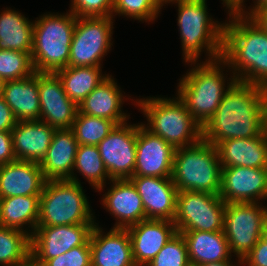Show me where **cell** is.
Masks as SVG:
<instances>
[{"label": "cell", "mask_w": 267, "mask_h": 266, "mask_svg": "<svg viewBox=\"0 0 267 266\" xmlns=\"http://www.w3.org/2000/svg\"><path fill=\"white\" fill-rule=\"evenodd\" d=\"M2 83H3V81L0 79V89H1Z\"/></svg>", "instance_id": "cell-50"}, {"label": "cell", "mask_w": 267, "mask_h": 266, "mask_svg": "<svg viewBox=\"0 0 267 266\" xmlns=\"http://www.w3.org/2000/svg\"><path fill=\"white\" fill-rule=\"evenodd\" d=\"M31 236L20 229L0 226V265L14 266L30 255Z\"/></svg>", "instance_id": "cell-32"}, {"label": "cell", "mask_w": 267, "mask_h": 266, "mask_svg": "<svg viewBox=\"0 0 267 266\" xmlns=\"http://www.w3.org/2000/svg\"><path fill=\"white\" fill-rule=\"evenodd\" d=\"M184 237L190 265L231 261L228 241L224 231H177ZM231 257V258H230Z\"/></svg>", "instance_id": "cell-27"}, {"label": "cell", "mask_w": 267, "mask_h": 266, "mask_svg": "<svg viewBox=\"0 0 267 266\" xmlns=\"http://www.w3.org/2000/svg\"><path fill=\"white\" fill-rule=\"evenodd\" d=\"M267 217V206L262 203H227L224 214V234L230 253L241 265L243 258L260 239L261 228Z\"/></svg>", "instance_id": "cell-11"}, {"label": "cell", "mask_w": 267, "mask_h": 266, "mask_svg": "<svg viewBox=\"0 0 267 266\" xmlns=\"http://www.w3.org/2000/svg\"><path fill=\"white\" fill-rule=\"evenodd\" d=\"M90 246H77L60 256L48 259L43 266H91Z\"/></svg>", "instance_id": "cell-38"}, {"label": "cell", "mask_w": 267, "mask_h": 266, "mask_svg": "<svg viewBox=\"0 0 267 266\" xmlns=\"http://www.w3.org/2000/svg\"><path fill=\"white\" fill-rule=\"evenodd\" d=\"M134 262L146 266L163 246L177 233L176 225L170 220L146 219L127 228Z\"/></svg>", "instance_id": "cell-19"}, {"label": "cell", "mask_w": 267, "mask_h": 266, "mask_svg": "<svg viewBox=\"0 0 267 266\" xmlns=\"http://www.w3.org/2000/svg\"><path fill=\"white\" fill-rule=\"evenodd\" d=\"M267 266V242L259 239L252 250L243 258L241 265Z\"/></svg>", "instance_id": "cell-39"}, {"label": "cell", "mask_w": 267, "mask_h": 266, "mask_svg": "<svg viewBox=\"0 0 267 266\" xmlns=\"http://www.w3.org/2000/svg\"><path fill=\"white\" fill-rule=\"evenodd\" d=\"M103 194L102 205L115 217L113 228L127 229L145 220L142 199L130 179H113Z\"/></svg>", "instance_id": "cell-20"}, {"label": "cell", "mask_w": 267, "mask_h": 266, "mask_svg": "<svg viewBox=\"0 0 267 266\" xmlns=\"http://www.w3.org/2000/svg\"><path fill=\"white\" fill-rule=\"evenodd\" d=\"M265 4H267V0H255L254 6L249 7L248 11H245L242 16H250L256 9Z\"/></svg>", "instance_id": "cell-46"}, {"label": "cell", "mask_w": 267, "mask_h": 266, "mask_svg": "<svg viewBox=\"0 0 267 266\" xmlns=\"http://www.w3.org/2000/svg\"><path fill=\"white\" fill-rule=\"evenodd\" d=\"M225 207L219 195L179 191L173 222L177 231H223Z\"/></svg>", "instance_id": "cell-10"}, {"label": "cell", "mask_w": 267, "mask_h": 266, "mask_svg": "<svg viewBox=\"0 0 267 266\" xmlns=\"http://www.w3.org/2000/svg\"><path fill=\"white\" fill-rule=\"evenodd\" d=\"M89 245L91 266H137L127 229L111 228L105 233L96 223L90 234Z\"/></svg>", "instance_id": "cell-18"}, {"label": "cell", "mask_w": 267, "mask_h": 266, "mask_svg": "<svg viewBox=\"0 0 267 266\" xmlns=\"http://www.w3.org/2000/svg\"><path fill=\"white\" fill-rule=\"evenodd\" d=\"M120 89L114 78L108 76L78 105V111L109 119L116 125L127 122L130 115L121 109L126 98Z\"/></svg>", "instance_id": "cell-24"}, {"label": "cell", "mask_w": 267, "mask_h": 266, "mask_svg": "<svg viewBox=\"0 0 267 266\" xmlns=\"http://www.w3.org/2000/svg\"><path fill=\"white\" fill-rule=\"evenodd\" d=\"M231 261H223V262H212V263H207V264H202V265H199V266H236L235 264H232V263H235V262H231Z\"/></svg>", "instance_id": "cell-47"}, {"label": "cell", "mask_w": 267, "mask_h": 266, "mask_svg": "<svg viewBox=\"0 0 267 266\" xmlns=\"http://www.w3.org/2000/svg\"><path fill=\"white\" fill-rule=\"evenodd\" d=\"M187 245L181 233H176L146 266H189Z\"/></svg>", "instance_id": "cell-36"}, {"label": "cell", "mask_w": 267, "mask_h": 266, "mask_svg": "<svg viewBox=\"0 0 267 266\" xmlns=\"http://www.w3.org/2000/svg\"><path fill=\"white\" fill-rule=\"evenodd\" d=\"M174 152L175 149L170 144L138 123L133 177L171 178Z\"/></svg>", "instance_id": "cell-15"}, {"label": "cell", "mask_w": 267, "mask_h": 266, "mask_svg": "<svg viewBox=\"0 0 267 266\" xmlns=\"http://www.w3.org/2000/svg\"><path fill=\"white\" fill-rule=\"evenodd\" d=\"M137 124L115 125L97 145L109 179L133 177L136 161Z\"/></svg>", "instance_id": "cell-12"}, {"label": "cell", "mask_w": 267, "mask_h": 266, "mask_svg": "<svg viewBox=\"0 0 267 266\" xmlns=\"http://www.w3.org/2000/svg\"><path fill=\"white\" fill-rule=\"evenodd\" d=\"M190 65L192 69L179 79L176 94L178 93L188 112L202 127L215 113L236 78L233 74L230 78L224 76L222 58L211 62H191Z\"/></svg>", "instance_id": "cell-4"}, {"label": "cell", "mask_w": 267, "mask_h": 266, "mask_svg": "<svg viewBox=\"0 0 267 266\" xmlns=\"http://www.w3.org/2000/svg\"><path fill=\"white\" fill-rule=\"evenodd\" d=\"M38 92L39 120L56 129L71 128L78 106L65 93L58 75L52 72H39Z\"/></svg>", "instance_id": "cell-16"}, {"label": "cell", "mask_w": 267, "mask_h": 266, "mask_svg": "<svg viewBox=\"0 0 267 266\" xmlns=\"http://www.w3.org/2000/svg\"><path fill=\"white\" fill-rule=\"evenodd\" d=\"M264 87L236 80L202 126V139L216 146L228 139L258 137L263 131Z\"/></svg>", "instance_id": "cell-1"}, {"label": "cell", "mask_w": 267, "mask_h": 266, "mask_svg": "<svg viewBox=\"0 0 267 266\" xmlns=\"http://www.w3.org/2000/svg\"><path fill=\"white\" fill-rule=\"evenodd\" d=\"M34 21L22 13L6 8L0 13V49L31 53Z\"/></svg>", "instance_id": "cell-29"}, {"label": "cell", "mask_w": 267, "mask_h": 266, "mask_svg": "<svg viewBox=\"0 0 267 266\" xmlns=\"http://www.w3.org/2000/svg\"><path fill=\"white\" fill-rule=\"evenodd\" d=\"M114 0H71L70 10L77 17L112 16Z\"/></svg>", "instance_id": "cell-37"}, {"label": "cell", "mask_w": 267, "mask_h": 266, "mask_svg": "<svg viewBox=\"0 0 267 266\" xmlns=\"http://www.w3.org/2000/svg\"><path fill=\"white\" fill-rule=\"evenodd\" d=\"M130 180L142 199L145 220L174 221L178 190L171 178L139 176Z\"/></svg>", "instance_id": "cell-17"}, {"label": "cell", "mask_w": 267, "mask_h": 266, "mask_svg": "<svg viewBox=\"0 0 267 266\" xmlns=\"http://www.w3.org/2000/svg\"><path fill=\"white\" fill-rule=\"evenodd\" d=\"M262 113H263V131L267 137V92L264 90L263 104H262Z\"/></svg>", "instance_id": "cell-44"}, {"label": "cell", "mask_w": 267, "mask_h": 266, "mask_svg": "<svg viewBox=\"0 0 267 266\" xmlns=\"http://www.w3.org/2000/svg\"><path fill=\"white\" fill-rule=\"evenodd\" d=\"M14 266H43L39 261H37L31 254L22 262L17 263Z\"/></svg>", "instance_id": "cell-45"}, {"label": "cell", "mask_w": 267, "mask_h": 266, "mask_svg": "<svg viewBox=\"0 0 267 266\" xmlns=\"http://www.w3.org/2000/svg\"><path fill=\"white\" fill-rule=\"evenodd\" d=\"M260 239L267 242V217L264 220V223H263L262 228H261Z\"/></svg>", "instance_id": "cell-48"}, {"label": "cell", "mask_w": 267, "mask_h": 266, "mask_svg": "<svg viewBox=\"0 0 267 266\" xmlns=\"http://www.w3.org/2000/svg\"><path fill=\"white\" fill-rule=\"evenodd\" d=\"M113 17H77L73 32L68 66H101L113 45Z\"/></svg>", "instance_id": "cell-9"}, {"label": "cell", "mask_w": 267, "mask_h": 266, "mask_svg": "<svg viewBox=\"0 0 267 266\" xmlns=\"http://www.w3.org/2000/svg\"><path fill=\"white\" fill-rule=\"evenodd\" d=\"M56 128L42 120L17 121L11 131L16 160L39 163L44 159Z\"/></svg>", "instance_id": "cell-23"}, {"label": "cell", "mask_w": 267, "mask_h": 266, "mask_svg": "<svg viewBox=\"0 0 267 266\" xmlns=\"http://www.w3.org/2000/svg\"><path fill=\"white\" fill-rule=\"evenodd\" d=\"M39 72L24 79L2 83L0 95L11 108L17 121L39 120Z\"/></svg>", "instance_id": "cell-26"}, {"label": "cell", "mask_w": 267, "mask_h": 266, "mask_svg": "<svg viewBox=\"0 0 267 266\" xmlns=\"http://www.w3.org/2000/svg\"><path fill=\"white\" fill-rule=\"evenodd\" d=\"M78 146L71 128L56 129L47 153L40 162L44 178L46 180L69 179L81 184L77 174L73 172Z\"/></svg>", "instance_id": "cell-21"}, {"label": "cell", "mask_w": 267, "mask_h": 266, "mask_svg": "<svg viewBox=\"0 0 267 266\" xmlns=\"http://www.w3.org/2000/svg\"><path fill=\"white\" fill-rule=\"evenodd\" d=\"M163 5L159 0H114L112 17L124 15L134 20L155 21Z\"/></svg>", "instance_id": "cell-35"}, {"label": "cell", "mask_w": 267, "mask_h": 266, "mask_svg": "<svg viewBox=\"0 0 267 266\" xmlns=\"http://www.w3.org/2000/svg\"><path fill=\"white\" fill-rule=\"evenodd\" d=\"M135 102L147 118L148 123H142L143 126L174 149L194 145L202 139L201 125L191 116L178 96L172 99L147 97Z\"/></svg>", "instance_id": "cell-5"}, {"label": "cell", "mask_w": 267, "mask_h": 266, "mask_svg": "<svg viewBox=\"0 0 267 266\" xmlns=\"http://www.w3.org/2000/svg\"><path fill=\"white\" fill-rule=\"evenodd\" d=\"M102 67L67 66L55 73L60 78L65 93L78 106L110 74H102Z\"/></svg>", "instance_id": "cell-30"}, {"label": "cell", "mask_w": 267, "mask_h": 266, "mask_svg": "<svg viewBox=\"0 0 267 266\" xmlns=\"http://www.w3.org/2000/svg\"><path fill=\"white\" fill-rule=\"evenodd\" d=\"M115 125L109 119L82 114L78 111L71 129L78 145L97 146Z\"/></svg>", "instance_id": "cell-33"}, {"label": "cell", "mask_w": 267, "mask_h": 266, "mask_svg": "<svg viewBox=\"0 0 267 266\" xmlns=\"http://www.w3.org/2000/svg\"><path fill=\"white\" fill-rule=\"evenodd\" d=\"M12 134L8 131H0V165L15 161Z\"/></svg>", "instance_id": "cell-40"}, {"label": "cell", "mask_w": 267, "mask_h": 266, "mask_svg": "<svg viewBox=\"0 0 267 266\" xmlns=\"http://www.w3.org/2000/svg\"><path fill=\"white\" fill-rule=\"evenodd\" d=\"M84 192L81 184L69 179L46 180L37 227L96 224Z\"/></svg>", "instance_id": "cell-8"}, {"label": "cell", "mask_w": 267, "mask_h": 266, "mask_svg": "<svg viewBox=\"0 0 267 266\" xmlns=\"http://www.w3.org/2000/svg\"><path fill=\"white\" fill-rule=\"evenodd\" d=\"M228 14L229 22H224V68L231 69L238 81L265 87L267 32L249 16H242L234 11H228Z\"/></svg>", "instance_id": "cell-2"}, {"label": "cell", "mask_w": 267, "mask_h": 266, "mask_svg": "<svg viewBox=\"0 0 267 266\" xmlns=\"http://www.w3.org/2000/svg\"><path fill=\"white\" fill-rule=\"evenodd\" d=\"M17 123V119L11 108L6 104L4 98L0 95V131L11 132Z\"/></svg>", "instance_id": "cell-41"}, {"label": "cell", "mask_w": 267, "mask_h": 266, "mask_svg": "<svg viewBox=\"0 0 267 266\" xmlns=\"http://www.w3.org/2000/svg\"><path fill=\"white\" fill-rule=\"evenodd\" d=\"M219 196L226 204L266 200L267 168L223 167Z\"/></svg>", "instance_id": "cell-14"}, {"label": "cell", "mask_w": 267, "mask_h": 266, "mask_svg": "<svg viewBox=\"0 0 267 266\" xmlns=\"http://www.w3.org/2000/svg\"><path fill=\"white\" fill-rule=\"evenodd\" d=\"M45 182L39 163L15 160L0 165V198L41 195Z\"/></svg>", "instance_id": "cell-22"}, {"label": "cell", "mask_w": 267, "mask_h": 266, "mask_svg": "<svg viewBox=\"0 0 267 266\" xmlns=\"http://www.w3.org/2000/svg\"><path fill=\"white\" fill-rule=\"evenodd\" d=\"M95 224L37 227L31 235L30 254L42 265L77 246H90Z\"/></svg>", "instance_id": "cell-13"}, {"label": "cell", "mask_w": 267, "mask_h": 266, "mask_svg": "<svg viewBox=\"0 0 267 266\" xmlns=\"http://www.w3.org/2000/svg\"><path fill=\"white\" fill-rule=\"evenodd\" d=\"M249 17L267 32V4L260 6Z\"/></svg>", "instance_id": "cell-42"}, {"label": "cell", "mask_w": 267, "mask_h": 266, "mask_svg": "<svg viewBox=\"0 0 267 266\" xmlns=\"http://www.w3.org/2000/svg\"><path fill=\"white\" fill-rule=\"evenodd\" d=\"M221 165L212 143H198L175 149L171 179L179 191H198L219 195Z\"/></svg>", "instance_id": "cell-7"}, {"label": "cell", "mask_w": 267, "mask_h": 266, "mask_svg": "<svg viewBox=\"0 0 267 266\" xmlns=\"http://www.w3.org/2000/svg\"><path fill=\"white\" fill-rule=\"evenodd\" d=\"M207 0H171L177 4L178 26L185 63L198 62L202 51L205 62L222 58L224 22L214 21L207 12ZM211 16V17H210ZM208 53V54H207Z\"/></svg>", "instance_id": "cell-3"}, {"label": "cell", "mask_w": 267, "mask_h": 266, "mask_svg": "<svg viewBox=\"0 0 267 266\" xmlns=\"http://www.w3.org/2000/svg\"><path fill=\"white\" fill-rule=\"evenodd\" d=\"M39 209L40 195L0 198V226L20 229L31 236L37 228Z\"/></svg>", "instance_id": "cell-28"}, {"label": "cell", "mask_w": 267, "mask_h": 266, "mask_svg": "<svg viewBox=\"0 0 267 266\" xmlns=\"http://www.w3.org/2000/svg\"><path fill=\"white\" fill-rule=\"evenodd\" d=\"M77 16L47 13L34 21L31 51L35 72H52L68 66Z\"/></svg>", "instance_id": "cell-6"}, {"label": "cell", "mask_w": 267, "mask_h": 266, "mask_svg": "<svg viewBox=\"0 0 267 266\" xmlns=\"http://www.w3.org/2000/svg\"><path fill=\"white\" fill-rule=\"evenodd\" d=\"M223 1L224 7L228 11H234L235 13L242 15L246 10V6H244L245 0H221ZM245 7V8H244Z\"/></svg>", "instance_id": "cell-43"}, {"label": "cell", "mask_w": 267, "mask_h": 266, "mask_svg": "<svg viewBox=\"0 0 267 266\" xmlns=\"http://www.w3.org/2000/svg\"><path fill=\"white\" fill-rule=\"evenodd\" d=\"M163 5L166 3V2H169L171 0H159Z\"/></svg>", "instance_id": "cell-49"}, {"label": "cell", "mask_w": 267, "mask_h": 266, "mask_svg": "<svg viewBox=\"0 0 267 266\" xmlns=\"http://www.w3.org/2000/svg\"><path fill=\"white\" fill-rule=\"evenodd\" d=\"M35 73L31 53L0 49V79L19 80Z\"/></svg>", "instance_id": "cell-34"}, {"label": "cell", "mask_w": 267, "mask_h": 266, "mask_svg": "<svg viewBox=\"0 0 267 266\" xmlns=\"http://www.w3.org/2000/svg\"><path fill=\"white\" fill-rule=\"evenodd\" d=\"M221 167L267 168V137L228 139L216 145Z\"/></svg>", "instance_id": "cell-25"}, {"label": "cell", "mask_w": 267, "mask_h": 266, "mask_svg": "<svg viewBox=\"0 0 267 266\" xmlns=\"http://www.w3.org/2000/svg\"><path fill=\"white\" fill-rule=\"evenodd\" d=\"M80 173L98 192L106 186L109 174L105 168L97 146L79 145L75 157L73 171Z\"/></svg>", "instance_id": "cell-31"}]
</instances>
